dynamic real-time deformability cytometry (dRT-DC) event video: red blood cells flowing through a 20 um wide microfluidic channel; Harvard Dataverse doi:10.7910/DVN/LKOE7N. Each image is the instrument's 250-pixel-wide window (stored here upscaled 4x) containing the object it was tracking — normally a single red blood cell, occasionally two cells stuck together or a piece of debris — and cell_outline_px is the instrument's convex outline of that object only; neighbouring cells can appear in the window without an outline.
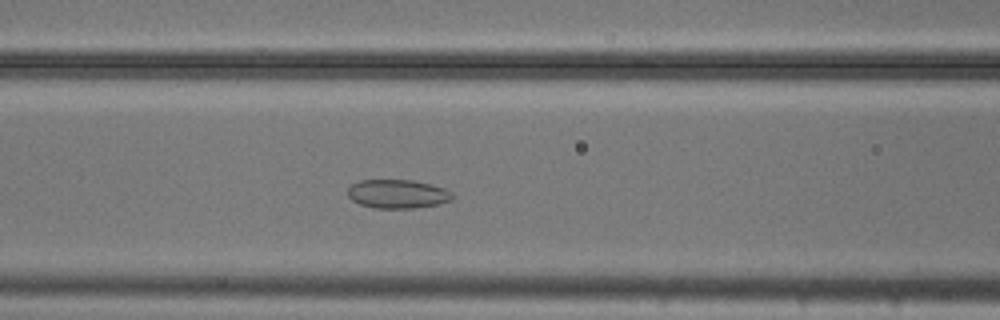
{"species": "common noctule bat (a hibernating species)", "species_latin": "Nyctalus noctula", "temperature_condition": "cold", "stored_images_in_passage": 43, "camera_frame_rate_fps": 3000, "um_per_image_px": 0.085, "animal": {"sex": "male", "body_mass_g": 20.5, "forearm_length_mm": 52.5}, "frame": {"image": 1, "passage_image": 12, "time_ms": 3.667, "image_size_px": [1000, 320], "cell_outline_px": [[452, 200], [440, 204], [416, 208], [372, 208], [360, 204], [352, 200], [348, 196], [348, 188], [352, 184], [360, 180], [412, 180], [444, 188], [452, 192]], "centroid_in_image_um": [33.79, 16.49], "position_along_channel_um": 132.8, "area_um2": 17.57}}
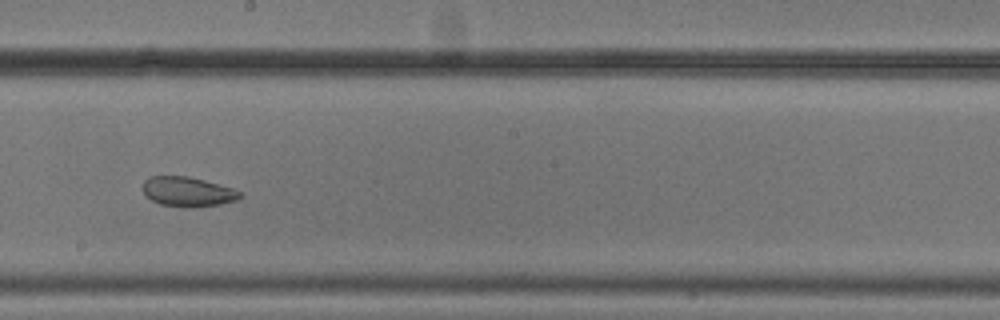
{"frame": {"image": 2, "passage_image": 20, "time_ms": 6.333, "image_size_px": [1000, 320], "cell_outline_px": [[244, 196], [240, 200], [220, 204], [192, 208], [160, 204], [152, 200], [144, 192], [144, 180], [152, 176], [188, 176], [204, 180], [232, 188], [240, 192]], "centroid_in_image_um": [16.01, 16.3], "position_along_channel_um": 232.2, "area_um2": 16.76}}
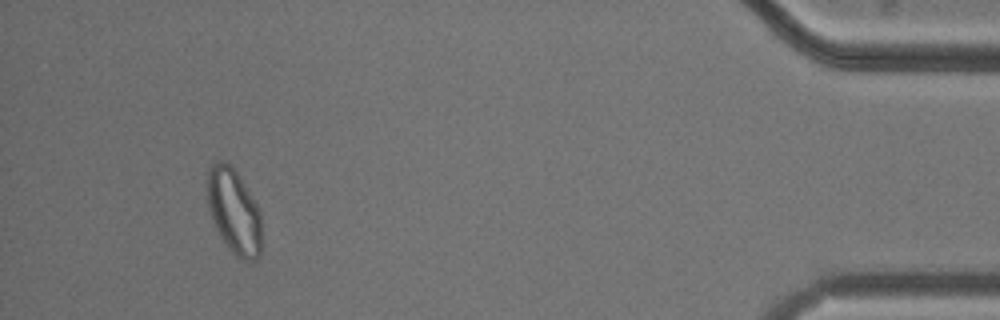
{"frame": {"image": 3, "passage_image": 40, "time_ms": 13.0, "image_size_px": [1000, 320], "cell_outline_px": [[260, 256], [256, 260], [244, 260], [236, 256], [228, 248], [220, 236], [212, 220], [208, 208], [208, 168], [216, 160], [224, 160], [232, 164], [256, 204], [260, 212]], "centroid_in_image_um": [19.87, 17.94], "position_along_channel_um": 415.3, "area_um2": 26.82}, "authors_computed_cell_mechanics": {"area_um2": 20.4034, "velocity_mm_per_s": 3.7425, "shape_relaxation_time_tau1_ms": null, "shape_relaxation_time_tau2_ms": 1.8894, "deformation_change_tau1": null, "deformation_change_tau2": 0.0553}}